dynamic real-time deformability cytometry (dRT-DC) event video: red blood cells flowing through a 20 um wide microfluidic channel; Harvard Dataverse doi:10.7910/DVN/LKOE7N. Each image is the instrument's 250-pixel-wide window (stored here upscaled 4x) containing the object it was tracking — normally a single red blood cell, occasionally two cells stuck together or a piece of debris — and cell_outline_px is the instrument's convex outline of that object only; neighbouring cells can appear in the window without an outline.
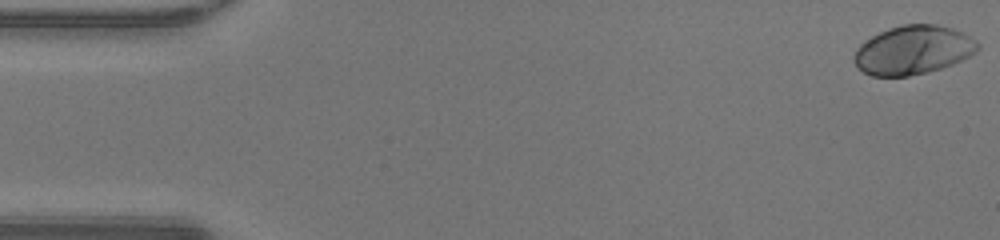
{"species": "human", "species_latin": "Homo sapiens", "temperature_condition": "warm", "stored_images_in_passage": 49, "camera_frame_rate_fps": 3000, "um_per_image_px": 0.085, "donor": {"sex": "male"}, "frame": {"image": 1, "passage_image": 1, "time_ms": 0.0, "image_size_px": [1000, 240], "cell_outline_px": [[980, 48], [976, 52], [952, 64], [940, 68], [908, 76], [872, 76], [856, 68], [852, 60], [852, 56], [856, 48], [864, 40], [888, 28], [904, 24], [936, 24], [952, 28], [976, 40], [980, 44]], "centroid_in_image_um": [77.56, 4.25], "position_along_channel_um": 7.4, "area_um2": 35.2}}
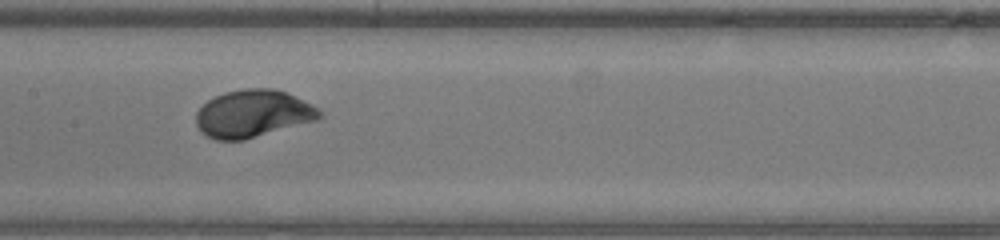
{"frame": {"image": 2, "passage_image": 24, "time_ms": 7.667, "image_size_px": [1000, 240], "cell_outline_px": [[324, 116], [320, 120], [244, 140], [216, 140], [200, 132], [196, 124], [196, 112], [208, 100], [224, 92], [244, 88], [272, 88], [284, 92], [312, 104], [324, 112]], "centroid_in_image_um": [21.54, 9.67], "position_along_channel_um": 185.9, "area_um2": 34.45}}
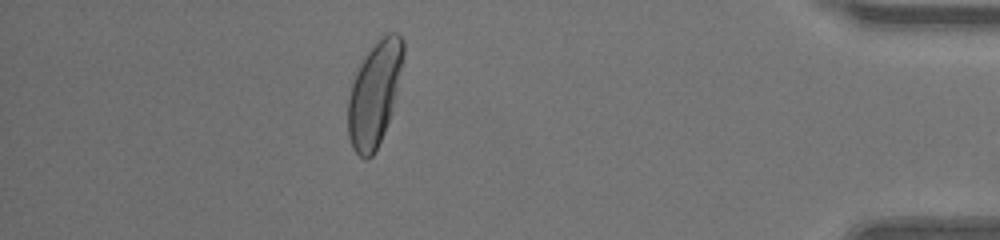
{"frame": {"image": 3, "passage_image": 43, "time_ms": 14.0, "image_size_px": [1000, 240], "cell_outline_px": [[404, 56], [388, 120], [384, 132], [372, 156], [368, 160], [364, 160], [352, 148], [348, 136], [348, 96], [356, 72], [364, 56], [388, 32], [396, 32], [404, 40]], "centroid_in_image_um": [31.8, 7.99], "position_along_channel_um": 403.4, "area_um2": 32.83}, "authors_computed_cell_mechanics": {"area_um2": 34.102, "velocity_mm_per_s": 4.242, "shape_relaxation_time_tau1_ms": 1.9482, "shape_relaxation_time_tau2_ms": null, "deformation_change_tau1": 0.1743, "deformation_change_tau2": null}}